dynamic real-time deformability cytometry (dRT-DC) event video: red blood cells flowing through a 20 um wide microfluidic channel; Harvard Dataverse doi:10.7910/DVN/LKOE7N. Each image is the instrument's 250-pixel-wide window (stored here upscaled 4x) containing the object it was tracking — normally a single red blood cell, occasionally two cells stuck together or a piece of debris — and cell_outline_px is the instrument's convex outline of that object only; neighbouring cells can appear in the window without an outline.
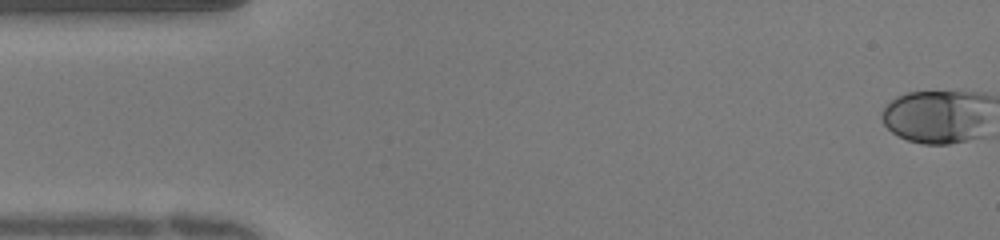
{"species": "human", "species_latin": "Homo sapiens", "temperature_condition": "warm", "stored_images_in_passage": 39, "camera_frame_rate_fps": 3000, "um_per_image_px": 0.085, "donor": {"sex": "female"}, "frame": {"image": 1, "passage_image": 1, "time_ms": 0.0, "image_size_px": [1000, 240], "cell_outline_px": [[972, 96], [960, 140], [944, 144], [928, 144], [908, 140], [892, 132], [884, 124], [884, 112], [888, 104], [900, 96], [912, 92], [952, 92]], "centroid_in_image_um": [78.91, 9.91], "position_along_channel_um": 6.1, "area_um2": 26.82}}
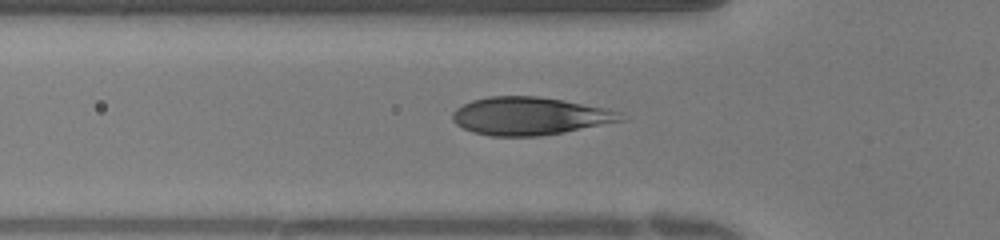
{"frame": {"image": 2, "passage_image": 13, "time_ms": 4.0, "image_size_px": [1000, 240], "cell_outline_px": [[612, 120], [560, 132], [528, 136], [496, 136], [476, 132], [464, 128], [452, 116], [464, 104], [476, 100], [496, 96], [528, 96], [560, 100], [596, 108]], "centroid_in_image_um": [44.67, 9.86], "position_along_channel_um": 81.1, "area_um2": 33.35}}
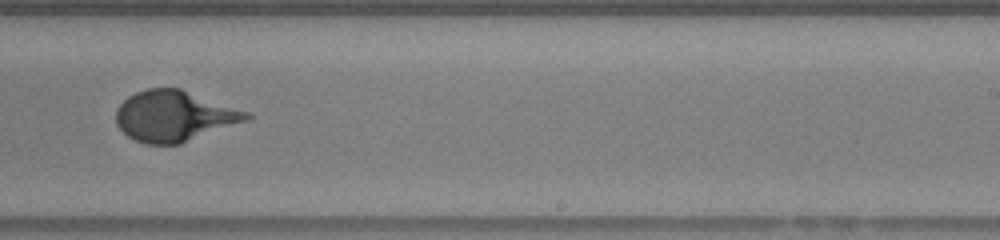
{"frame": {"image": 3, "passage_image": 24, "time_ms": 7.667, "image_size_px": [1000, 240], "cell_outline_px": [[252, 116], [176, 144], [152, 144], [140, 140], [124, 132], [120, 128], [116, 120], [116, 112], [120, 104], [124, 100], [140, 92], [152, 88], [176, 88]], "centroid_in_image_um": [14.64, 9.86], "position_along_channel_um": 274.4, "area_um2": 35.49}}